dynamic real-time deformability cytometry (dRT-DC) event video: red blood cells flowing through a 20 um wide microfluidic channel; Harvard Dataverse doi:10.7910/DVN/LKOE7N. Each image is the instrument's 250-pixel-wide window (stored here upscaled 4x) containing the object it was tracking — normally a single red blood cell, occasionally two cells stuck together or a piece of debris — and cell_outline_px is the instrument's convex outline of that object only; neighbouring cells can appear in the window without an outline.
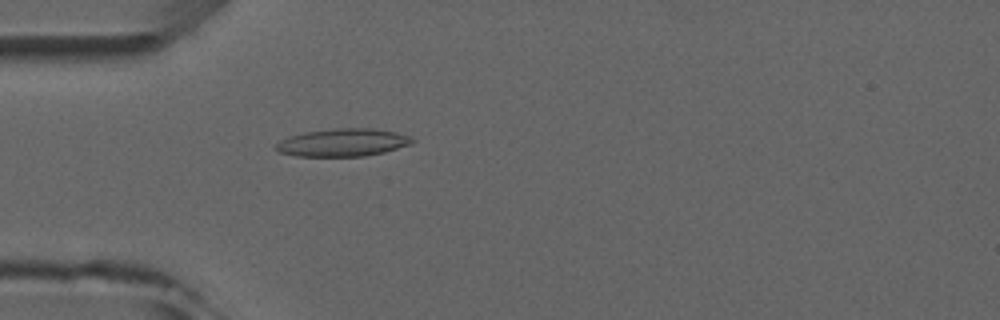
{"species": "common noctule bat (a hibernating species)", "species_latin": "Nyctalus noctula", "temperature_condition": "room temperature", "stored_images_in_passage": 4, "camera_frame_rate_fps": 3000, "um_per_image_px": 0.085, "animal": {"sex": "male", "forearm_length_mm": 52.5}, "frame": {"image": 1, "passage_image": 4, "time_ms": 3.333, "image_size_px": [1000, 320], "cell_outline_px": [[416, 140], [412, 144], [384, 152], [364, 156], [296, 156], [280, 152], [272, 148], [280, 140], [288, 136], [304, 132], [336, 128], [372, 128], [396, 132], [412, 136]], "centroid_in_image_um": [29.15, 12.11], "position_along_channel_um": 55.9, "area_um2": 22.25}}